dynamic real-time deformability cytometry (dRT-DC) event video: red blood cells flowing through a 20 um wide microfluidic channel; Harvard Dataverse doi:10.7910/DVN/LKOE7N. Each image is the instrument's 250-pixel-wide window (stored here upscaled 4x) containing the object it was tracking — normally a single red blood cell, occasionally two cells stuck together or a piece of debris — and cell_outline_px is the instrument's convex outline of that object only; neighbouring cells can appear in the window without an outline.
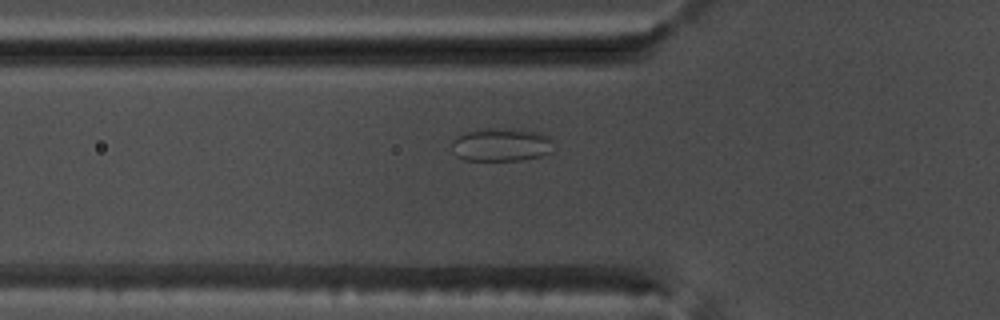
{"species": "common noctule bat (a hibernating species)", "species_latin": "Nyctalus noctula", "temperature_condition": "warm", "stored_images_in_passage": 48, "camera_frame_rate_fps": 3000, "um_per_image_px": 0.085, "animal": {"sex": "male", "body_mass_g": 17.5, "forearm_length_mm": 52.3}, "frame": {"image": 1, "passage_image": 13, "time_ms": 4.0, "image_size_px": [1000, 320], "cell_outline_px": [[552, 152], [540, 156], [520, 160], [464, 160], [456, 156], [452, 152], [452, 140], [456, 136], [464, 132], [476, 128], [492, 128], [544, 132], [552, 140]], "centroid_in_image_um": [42.57, 12.29], "position_along_channel_um": 83.2, "area_um2": 20.0}}
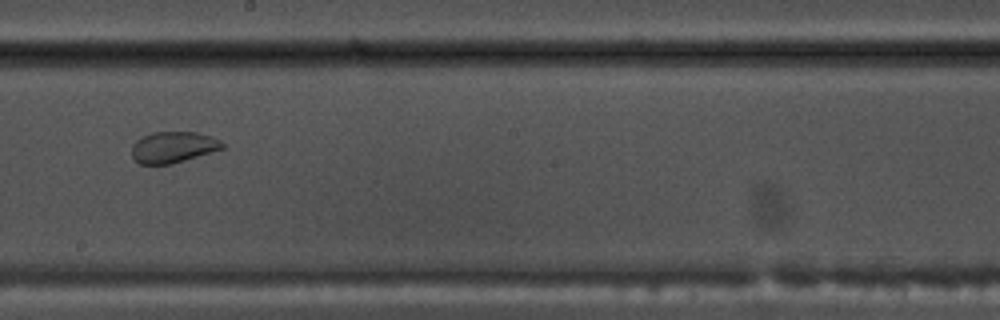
{"frame": {"image": 2, "passage_image": 25, "time_ms": 8.0, "image_size_px": [1000, 320], "cell_outline_px": [[224, 148], [172, 164], [140, 164], [132, 160], [132, 144], [136, 140], [152, 132], [196, 132], [212, 136], [220, 140], [224, 144]], "centroid_in_image_um": [14.7, 12.51], "position_along_channel_um": 233.5, "area_um2": 16.53}}
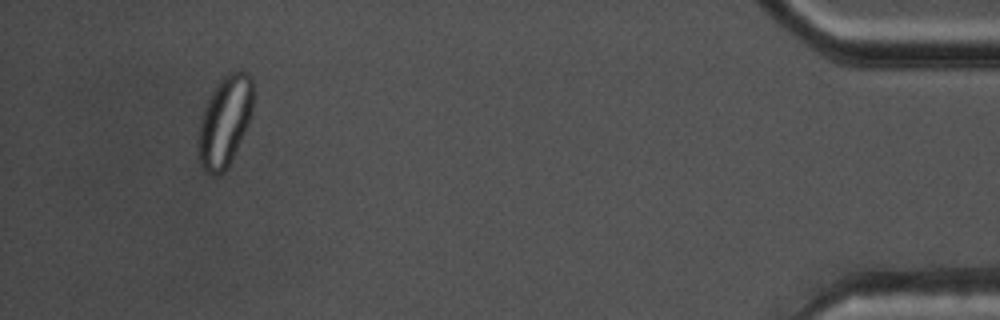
{"frame": {"image": 3, "passage_image": 45, "time_ms": 14.667, "image_size_px": [1000, 320], "cell_outline_px": [[252, 112], [248, 124], [228, 168], [216, 176], [212, 176], [200, 164], [196, 140], [200, 120], [204, 104], [220, 80], [228, 72], [240, 68], [248, 72], [252, 76]], "centroid_in_image_um": [19.09, 10.28], "position_along_channel_um": 416.1, "area_um2": 29.36}}